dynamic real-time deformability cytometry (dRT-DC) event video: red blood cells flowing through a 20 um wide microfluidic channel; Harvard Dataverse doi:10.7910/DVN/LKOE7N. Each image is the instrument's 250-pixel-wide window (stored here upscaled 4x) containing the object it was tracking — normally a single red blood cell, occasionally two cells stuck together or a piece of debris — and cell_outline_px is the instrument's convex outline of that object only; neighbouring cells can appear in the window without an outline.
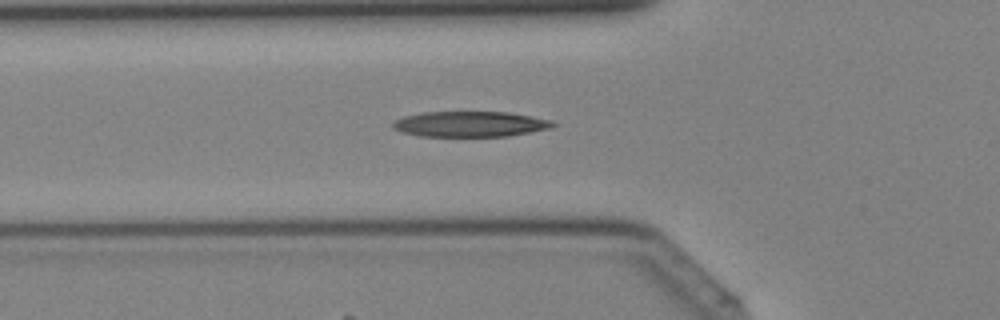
{"species": "Egyptian fruit bat (a non-hibernating species)", "species_latin": "Rousettus aegyptiacus", "temperature_condition": "cold", "stored_images_in_passage": 38, "camera_frame_rate_fps": 3000, "um_per_image_px": 0.085, "animal": {"sex": "female"}, "frame": {"image": 1, "passage_image": 12, "time_ms": 3.667, "image_size_px": [1000, 320], "cell_outline_px": [[556, 124], [552, 128], [508, 136], [420, 136], [400, 132], [392, 128], [392, 124], [396, 120], [404, 116], [424, 112], [508, 112], [532, 116], [552, 120]], "centroid_in_image_um": [39.97, 10.55], "position_along_channel_um": 85.8, "area_um2": 23.81}}
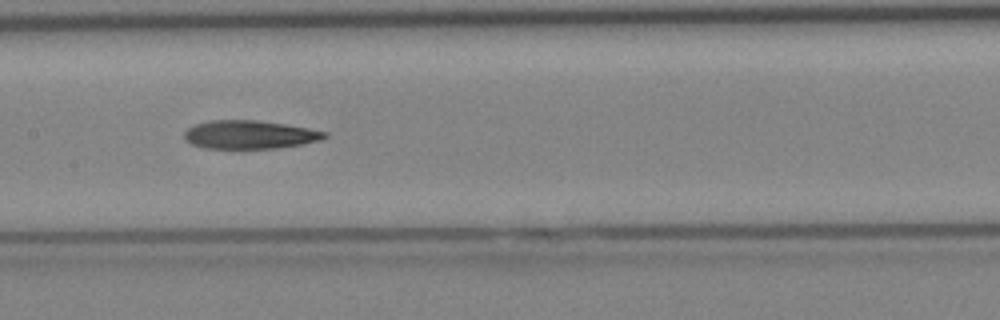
{"frame": {"image": 2, "passage_image": 18, "time_ms": 5.667, "image_size_px": [1000, 320], "cell_outline_px": [[328, 136], [320, 140], [280, 148], [204, 148], [192, 144], [184, 140], [184, 132], [192, 124], [208, 120], [256, 120], [284, 124], [308, 128], [328, 132]], "centroid_in_image_um": [21.18, 11.44], "position_along_channel_um": 186.2, "area_um2": 23.29}}
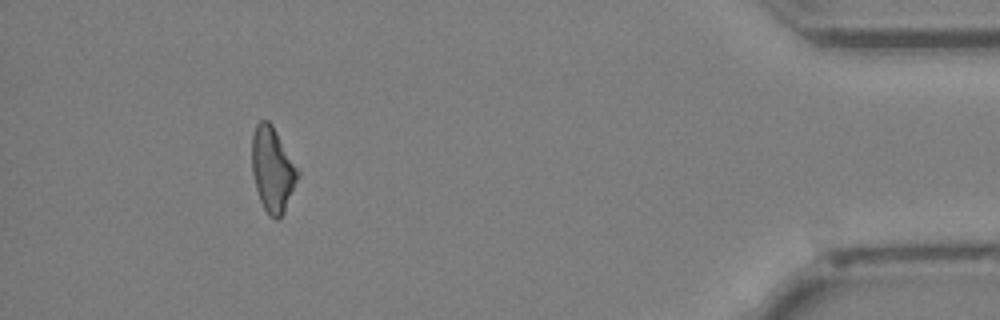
{"frame": {"image": 3, "passage_image": 35, "time_ms": 11.333, "image_size_px": [1000, 320], "cell_outline_px": [[300, 176], [284, 212], [276, 220], [268, 216], [260, 200], [256, 188], [252, 172], [252, 136], [256, 124], [260, 120], [268, 120], [272, 124], [300, 168]], "centroid_in_image_um": [23.2, 14.39], "position_along_channel_um": 412.0, "area_um2": 23.06}}